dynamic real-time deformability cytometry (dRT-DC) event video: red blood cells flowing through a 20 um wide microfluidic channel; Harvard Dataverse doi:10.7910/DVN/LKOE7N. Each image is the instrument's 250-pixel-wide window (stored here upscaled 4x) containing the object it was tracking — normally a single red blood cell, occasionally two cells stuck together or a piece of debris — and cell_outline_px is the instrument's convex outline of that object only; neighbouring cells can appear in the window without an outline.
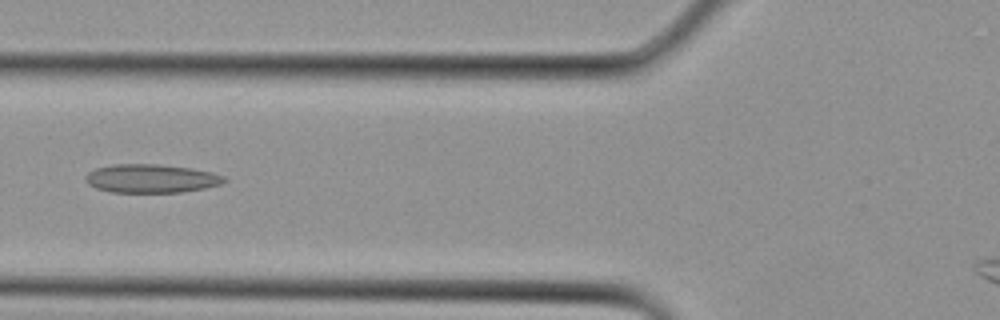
{"species": "Egyptian fruit bat (a non-hibernating species)", "species_latin": "Rousettus aegyptiacus", "temperature_condition": "cold", "stored_images_in_passage": 8, "camera_frame_rate_fps": 3000, "um_per_image_px": 0.085, "animal": {"sex": "female"}, "frame": {"image": 1, "passage_image": 3, "time_ms": 0.667, "image_size_px": [1000, 320], "cell_outline_px": [[228, 180], [220, 184], [204, 188], [180, 192], [112, 192], [96, 188], [88, 184], [84, 180], [84, 176], [88, 172], [96, 168], [112, 164], [156, 164], [192, 168], [212, 172], [224, 176]], "centroid_in_image_um": [12.83, 15.16], "position_along_channel_um": 113.0, "area_um2": 23.12}}
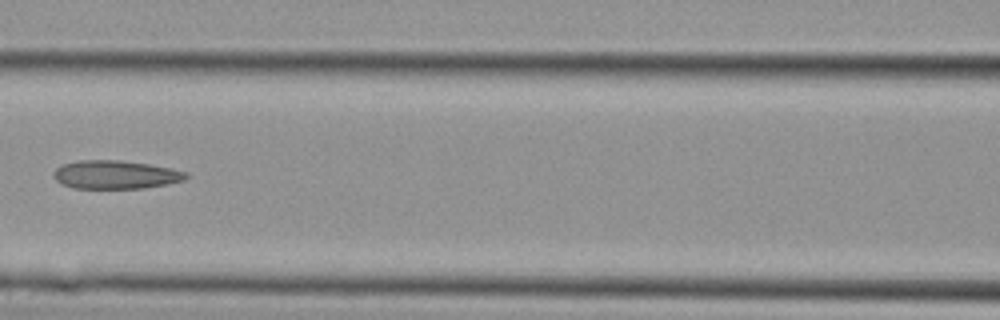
{"frame": {"image": 2, "passage_image": 5, "time_ms": 1.333, "image_size_px": [1000, 320], "cell_outline_px": [[188, 176], [184, 180], [168, 184], [144, 188], [72, 188], [60, 184], [52, 176], [56, 168], [64, 164], [76, 160], [116, 160], [148, 164], [172, 168], [188, 172]], "centroid_in_image_um": [9.81, 14.85], "position_along_channel_um": 156.8, "area_um2": 22.02}}
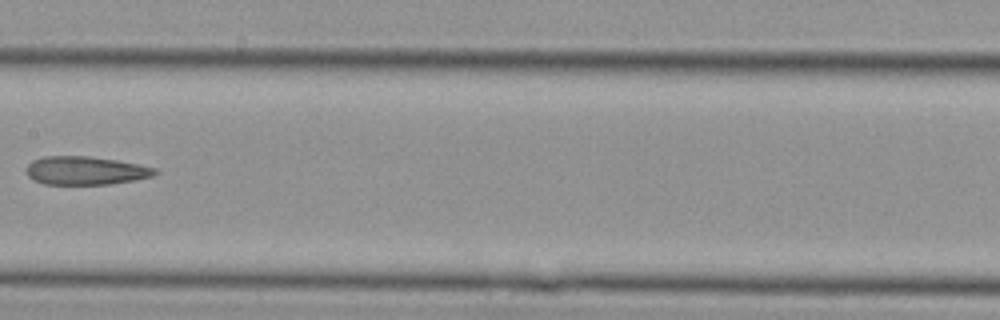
{"frame": {"image": 3, "passage_image": 7, "time_ms": 2.0, "image_size_px": [1000, 320], "cell_outline_px": [[160, 172], [152, 176], [112, 184], [44, 184], [32, 180], [28, 176], [24, 168], [32, 160], [44, 156], [88, 156], [116, 160], [140, 164], [156, 168]], "centroid_in_image_um": [7.25, 14.49], "position_along_channel_um": 200.2, "area_um2": 21.44}}